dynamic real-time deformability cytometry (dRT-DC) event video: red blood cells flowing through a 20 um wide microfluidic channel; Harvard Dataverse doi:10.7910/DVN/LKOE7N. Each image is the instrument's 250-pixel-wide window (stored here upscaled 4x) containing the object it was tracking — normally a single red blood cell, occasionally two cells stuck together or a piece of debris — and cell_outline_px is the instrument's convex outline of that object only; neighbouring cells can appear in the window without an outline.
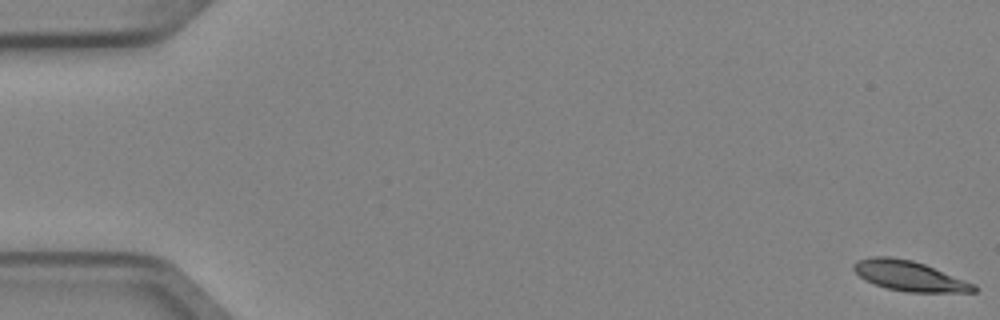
{"species": "Egyptian fruit bat (a non-hibernating species)", "species_latin": "Rousettus aegyptiacus", "temperature_condition": "cold", "stored_images_in_passage": 6, "camera_frame_rate_fps": 3000, "um_per_image_px": 0.085, "animal": {"sex": "female"}, "frame": {"image": 1, "passage_image": 1, "time_ms": 0.0, "image_size_px": [1000, 320], "cell_outline_px": [[980, 288], [976, 292], [908, 292], [888, 288], [864, 280], [852, 268], [852, 264], [856, 260], [872, 256], [888, 256], [912, 260], [924, 264], [976, 284]], "centroid_in_image_um": [77.31, 23.45], "position_along_channel_um": 7.7, "area_um2": 21.1}}
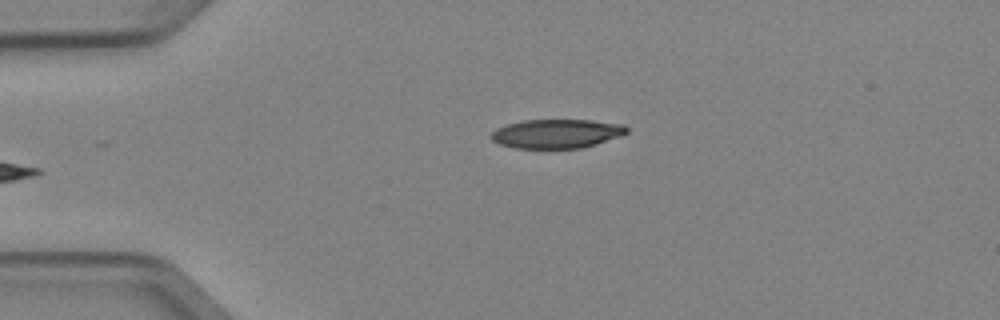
{"frame": {"image": 2, "passage_image": 6, "time_ms": 1.667, "image_size_px": [1000, 320], "cell_outline_px": [[628, 132], [620, 136], [596, 144], [580, 148], [516, 148], [500, 144], [492, 140], [488, 136], [496, 128], [508, 124], [524, 120], [588, 120], [624, 124], [628, 128]], "centroid_in_image_um": [47.3, 11.36], "position_along_channel_um": 37.7, "area_um2": 22.89}}